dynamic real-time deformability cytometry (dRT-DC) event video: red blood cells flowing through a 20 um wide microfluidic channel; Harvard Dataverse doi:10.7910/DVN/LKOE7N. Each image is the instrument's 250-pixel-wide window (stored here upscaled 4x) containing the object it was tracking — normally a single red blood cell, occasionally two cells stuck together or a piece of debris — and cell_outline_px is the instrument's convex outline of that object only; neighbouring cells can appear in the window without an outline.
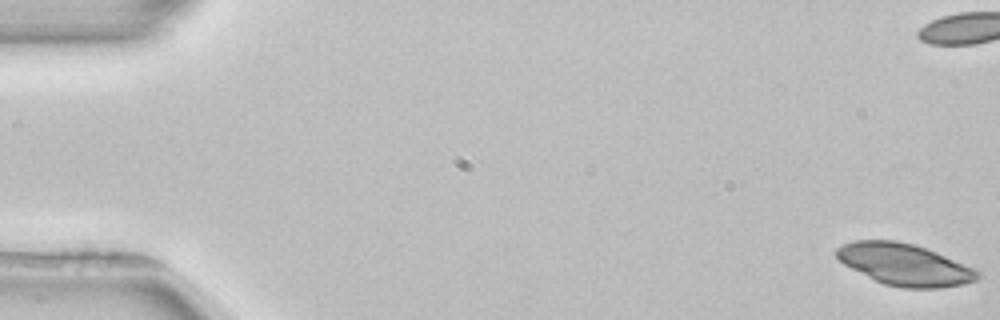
{"species": "common noctule bat (a hibernating species)", "species_latin": "Nyctalus noctula", "temperature_condition": "room temperature", "stored_images_in_passage": 53, "camera_frame_rate_fps": 3000, "um_per_image_px": 0.085, "animal": {"sex": "female", "body_mass_g": 22.7, "forearm_length_mm": 54.2}, "frame": {"image": 1, "passage_image": 1, "time_ms": 0.0, "image_size_px": [1000, 320], "cell_outline_px": [[980, 276], [976, 280], [964, 284], [940, 288], [904, 288], [884, 284], [844, 264], [836, 256], [836, 248], [852, 240], [896, 240], [912, 244], [936, 252], [976, 268], [980, 272]], "centroid_in_image_um": [76.92, 22.48], "position_along_channel_um": 8.1, "area_um2": 34.1}}